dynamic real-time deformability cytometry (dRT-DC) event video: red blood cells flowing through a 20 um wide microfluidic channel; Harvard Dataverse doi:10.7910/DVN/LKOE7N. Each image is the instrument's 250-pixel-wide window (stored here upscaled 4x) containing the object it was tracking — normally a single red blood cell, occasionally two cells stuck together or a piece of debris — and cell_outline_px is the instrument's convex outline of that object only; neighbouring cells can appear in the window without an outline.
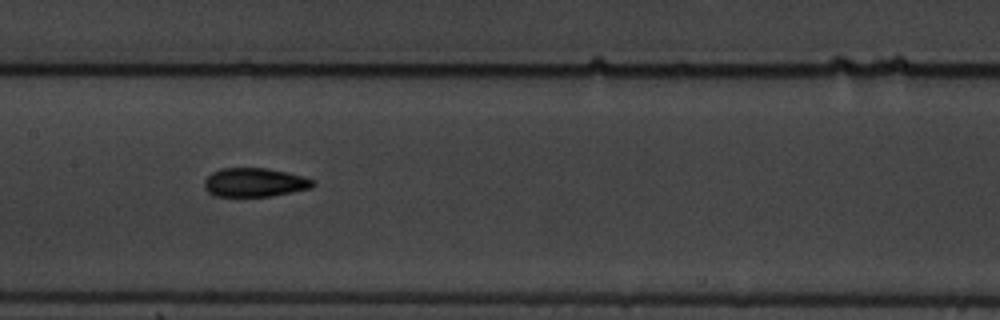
{"species": "common noctule bat (a hibernating species)", "species_latin": "Nyctalus noctula", "temperature_condition": "warm", "stored_images_in_passage": 11, "camera_frame_rate_fps": 3000, "um_per_image_px": 0.085, "animal": {"sex": "male", "body_mass_g": 19.5, "forearm_length_mm": 54.6}, "frame": {"image": 1, "passage_image": 7, "time_ms": 2.0, "image_size_px": [1000, 320], "cell_outline_px": [[316, 184], [312, 188], [272, 196], [212, 196], [204, 188], [204, 180], [212, 172], [220, 168], [268, 168], [288, 172], [304, 176], [316, 180]], "centroid_in_image_um": [21.67, 15.5], "position_along_channel_um": 185.7, "area_um2": 18.55}}
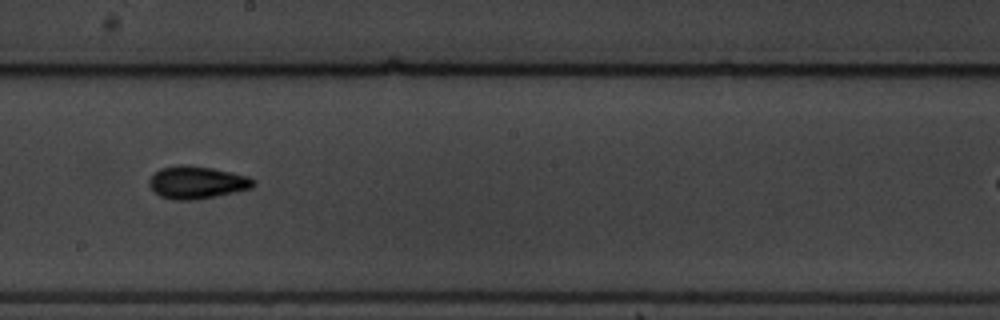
{"frame": {"image": 2, "passage_image": 8, "time_ms": 2.333, "image_size_px": [1000, 320], "cell_outline_px": [[256, 184], [252, 188], [216, 196], [192, 200], [176, 200], [160, 196], [148, 184], [148, 180], [160, 168], [180, 164], [184, 164], [212, 168], [232, 172], [248, 176], [256, 180]], "centroid_in_image_um": [16.76, 15.49], "position_along_channel_um": 231.4, "area_um2": 19.77}}
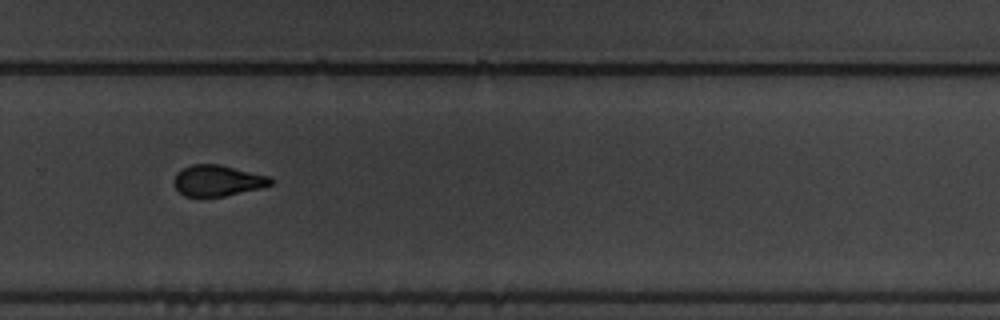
{"frame": {"image": 3, "passage_image": 10, "time_ms": 3.0, "image_size_px": [1000, 320], "cell_outline_px": [[272, 184], [260, 188], [224, 196], [184, 196], [172, 184], [172, 180], [176, 172], [192, 164], [220, 164], [268, 176], [272, 180]], "centroid_in_image_um": [18.44, 15.34], "position_along_channel_um": 311.4, "area_um2": 17.4}}